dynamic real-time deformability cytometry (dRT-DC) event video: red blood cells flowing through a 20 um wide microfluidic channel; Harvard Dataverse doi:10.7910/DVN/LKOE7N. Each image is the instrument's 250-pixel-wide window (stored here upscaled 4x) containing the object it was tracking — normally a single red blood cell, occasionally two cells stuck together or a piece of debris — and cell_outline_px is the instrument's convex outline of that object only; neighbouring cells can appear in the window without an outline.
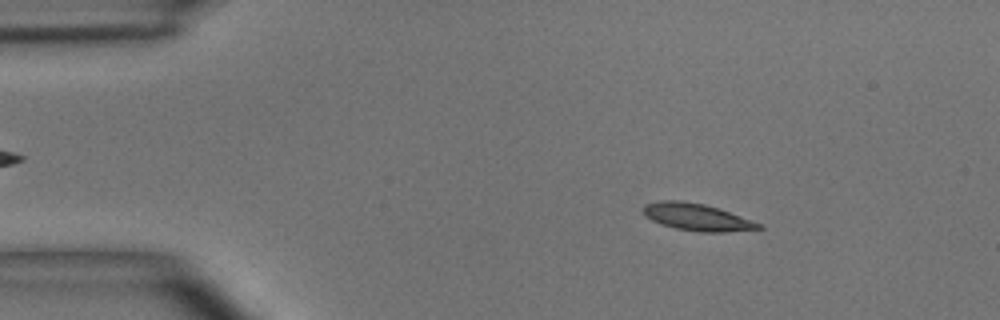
{"species": "common noctule bat (a hibernating species)", "species_latin": "Nyctalus noctula", "temperature_condition": "room temperature", "stored_images_in_passage": 50, "camera_frame_rate_fps": 3000, "um_per_image_px": 0.085, "animal": {"sex": "male", "body_mass_g": 15.6}, "frame": {"image": 1, "passage_image": 7, "time_ms": 2.0, "image_size_px": [1000, 320], "cell_outline_px": [[764, 228], [724, 232], [700, 232], [676, 228], [660, 224], [644, 216], [640, 208], [644, 204], [660, 200], [680, 200], [704, 204], [728, 212], [760, 224]], "centroid_in_image_um": [59.12, 18.44], "position_along_channel_um": 25.9, "area_um2": 18.03}}
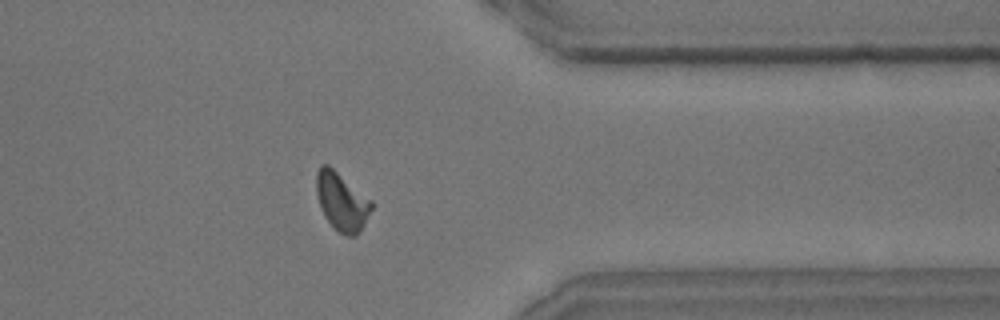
{"frame": {"image": 2, "passage_image": 40, "time_ms": 13.0, "image_size_px": [1000, 320], "cell_outline_px": [[372, 208], [364, 224], [356, 236], [344, 236], [324, 216], [316, 192], [316, 172], [320, 164], [328, 164], [372, 200]], "centroid_in_image_um": [29.04, 17.1], "position_along_channel_um": 382.4, "area_um2": 18.5}}
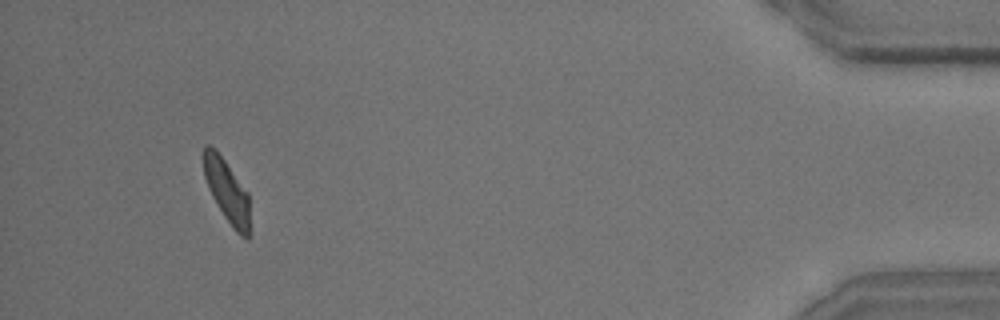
{"frame": {"image": 3, "passage_image": 47, "time_ms": 15.333, "image_size_px": [1000, 320], "cell_outline_px": [[252, 232], [248, 240], [240, 236], [232, 228], [224, 216], [212, 196], [208, 188], [204, 176], [204, 148], [208, 144], [216, 148], [248, 192]], "centroid_in_image_um": [19.35, 16.32], "position_along_channel_um": 415.8, "area_um2": 17.4}, "authors_computed_cell_mechanics": {"area_um2": 17.8024, "velocity_mm_per_s": 3.909, "shape_relaxation_time_tau1_ms": 2.8216, "shape_relaxation_time_tau2_ms": 2.0472, "deformation_change_tau1": 0.1281, "deformation_change_tau2": 0.0882}}